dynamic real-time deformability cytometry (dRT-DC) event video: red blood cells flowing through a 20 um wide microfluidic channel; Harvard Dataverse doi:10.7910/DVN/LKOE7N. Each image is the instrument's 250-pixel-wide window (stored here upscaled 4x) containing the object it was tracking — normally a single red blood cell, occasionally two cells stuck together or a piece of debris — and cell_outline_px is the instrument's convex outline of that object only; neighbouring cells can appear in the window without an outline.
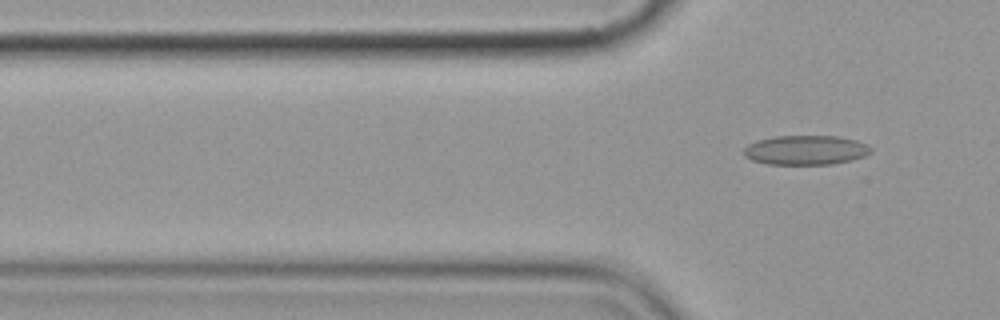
{"species": "common noctule bat (a hibernating species)", "species_latin": "Nyctalus noctula", "temperature_condition": "cold", "stored_images_in_passage": 7, "camera_frame_rate_fps": 3000, "um_per_image_px": 0.085, "animal": {"sex": "female", "body_mass_g": 19.9}, "frame": {"image": 1, "passage_image": 7, "time_ms": 7.667, "image_size_px": [1000, 320], "cell_outline_px": [[872, 152], [864, 156], [852, 160], [832, 164], [768, 164], [752, 160], [744, 156], [744, 148], [748, 144], [756, 140], [772, 136], [840, 136], [856, 140], [868, 144], [872, 148]], "centroid_in_image_um": [68.5, 12.75], "position_along_channel_um": 57.3, "area_um2": 22.02}}